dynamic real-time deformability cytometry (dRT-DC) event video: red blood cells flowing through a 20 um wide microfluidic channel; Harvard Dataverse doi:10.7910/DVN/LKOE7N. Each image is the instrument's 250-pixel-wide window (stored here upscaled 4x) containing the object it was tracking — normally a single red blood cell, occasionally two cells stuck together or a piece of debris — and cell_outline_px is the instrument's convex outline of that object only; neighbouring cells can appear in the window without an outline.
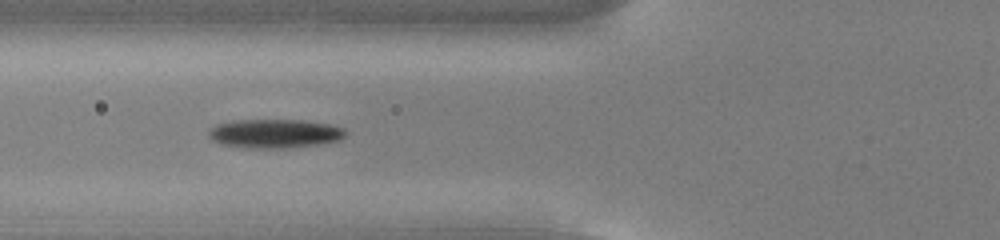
{"species": "common noctule bat (a hibernating species)", "species_latin": "Nyctalus noctula", "temperature_condition": "cold", "stored_images_in_passage": 39, "camera_frame_rate_fps": 3000, "um_per_image_px": 0.085, "animal": {"sex": "male", "body_mass_g": 13.0, "forearm_length_mm": 53.1}, "frame": {"image": 1, "passage_image": 7, "time_ms": 2.0, "image_size_px": [1000, 240], "cell_outline_px": [[348, 132], [340, 140], [320, 144], [284, 148], [244, 148], [220, 144], [212, 140], [208, 136], [208, 132], [216, 124], [236, 120], [304, 120], [328, 124], [344, 128]], "centroid_in_image_um": [23.35, 11.36], "position_along_channel_um": 102.5, "area_um2": 23.18}}
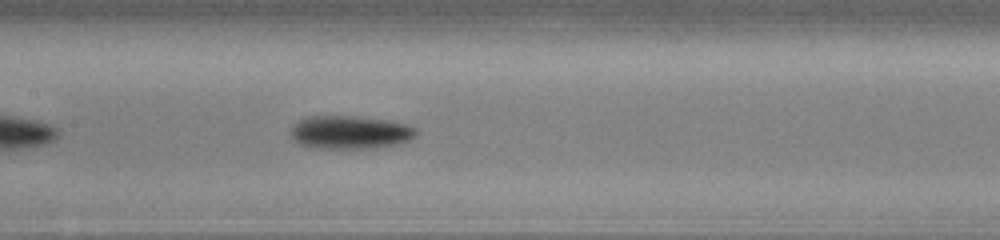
{"frame": {"image": 2, "passage_image": 13, "time_ms": 4.0, "image_size_px": [1000, 240], "cell_outline_px": [[420, 132], [416, 136], [400, 144], [372, 148], [308, 148], [292, 140], [288, 132], [292, 124], [308, 116], [356, 116], [388, 120], [408, 124], [416, 128]], "centroid_in_image_um": [29.73, 11.25], "position_along_channel_um": 177.7, "area_um2": 24.85}}
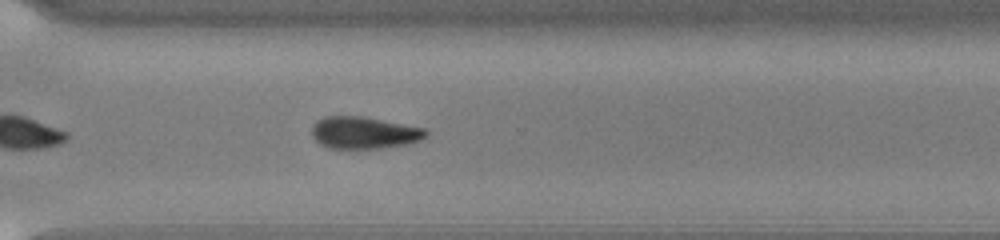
{"frame": {"image": 3, "passage_image": 26, "time_ms": 8.333, "image_size_px": [1000, 240], "cell_outline_px": [[428, 136], [420, 140], [408, 144], [380, 148], [328, 148], [320, 144], [312, 136], [312, 124], [316, 120], [324, 116], [360, 116], [424, 128], [428, 132]], "centroid_in_image_um": [30.92, 11.28], "position_along_channel_um": 339.7, "area_um2": 21.27}, "authors_computed_cell_mechanics": {"area_um2": 22.1374, "velocity_mm_per_s": 3.753, "shape_relaxation_time_tau1_ms": 1.7014, "shape_relaxation_time_tau2_ms": null, "deformation_change_tau1": 0.1249, "deformation_change_tau2": null}}